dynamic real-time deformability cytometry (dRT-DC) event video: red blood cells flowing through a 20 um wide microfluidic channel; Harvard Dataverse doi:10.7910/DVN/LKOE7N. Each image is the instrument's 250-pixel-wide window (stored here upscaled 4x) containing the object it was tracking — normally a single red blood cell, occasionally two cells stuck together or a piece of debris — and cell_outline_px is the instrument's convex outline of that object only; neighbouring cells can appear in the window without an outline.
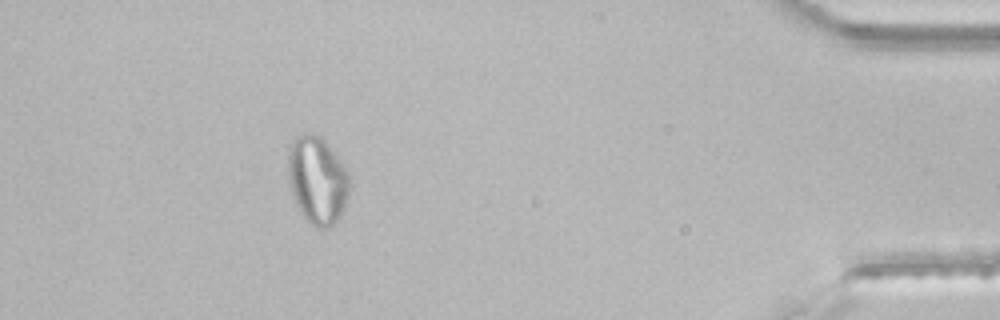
{"species": "common noctule bat (a hibernating species)", "species_latin": "Nyctalus noctula", "temperature_condition": "room temperature", "stored_images_in_passage": 44, "segment_of_instrument_passage": [3, 3], "camera_frame_rate_fps": 3000, "um_per_image_px": 0.085, "animal": {"sex": "male", "body_mass_g": 21.5, "forearm_length_mm": 52.0}, "frame": {"image": 1, "passage_image": 40, "time_ms": 13.0, "image_size_px": [1000, 320], "cell_outline_px": [[352, 176], [348, 196], [344, 208], [340, 216], [328, 228], [316, 228], [300, 212], [296, 204], [288, 180], [288, 144], [300, 132], [304, 132], [320, 136], [328, 144]], "centroid_in_image_um": [26.98, 15.27], "position_along_channel_um": 408.2, "area_um2": 31.79}}